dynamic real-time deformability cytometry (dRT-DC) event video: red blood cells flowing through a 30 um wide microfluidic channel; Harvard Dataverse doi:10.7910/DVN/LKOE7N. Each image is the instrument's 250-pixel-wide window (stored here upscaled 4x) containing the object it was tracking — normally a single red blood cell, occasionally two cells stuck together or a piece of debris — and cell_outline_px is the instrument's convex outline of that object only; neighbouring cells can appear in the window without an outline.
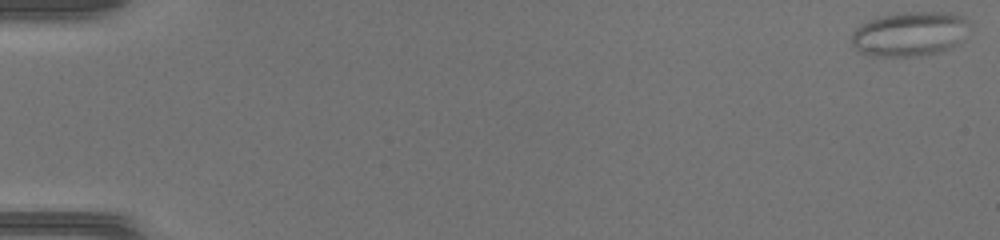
{"species": "common noctule bat (a hibernating species)", "species_latin": "Nyctalus noctula", "temperature_condition": "warm", "stored_images_in_passage": 51, "camera_frame_rate_fps": 3000, "um_per_image_px": 0.085, "animal": {"sex": "female", "body_mass_g": 17.0, "forearm_length_mm": 48.0}, "frame": {"image": 1, "passage_image": 1, "time_ms": 0.0, "image_size_px": [1000, 240], "cell_outline_px": [[972, 24], [956, 44], [952, 48], [944, 52], [924, 56], [872, 56], [860, 52], [852, 44], [852, 32], [856, 28], [880, 16], [904, 12], [956, 12], [964, 16]], "centroid_in_image_um": [77.39, 2.88], "position_along_channel_um": 7.6, "area_um2": 30.87}}
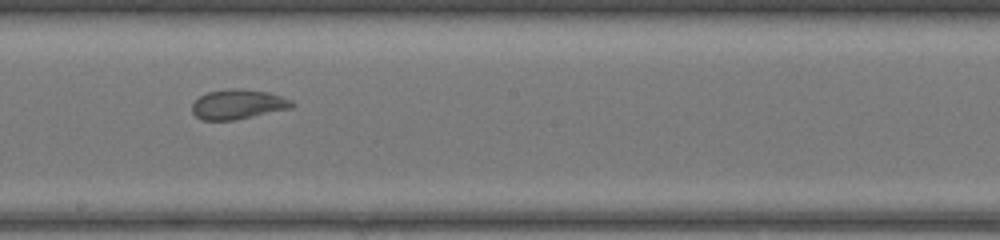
{"frame": {"image": 2, "passage_image": 30, "time_ms": 9.667, "image_size_px": [1000, 240], "cell_outline_px": [[296, 104], [292, 108], [232, 120], [200, 120], [192, 112], [192, 104], [200, 96], [208, 92], [232, 88], [240, 88], [268, 92], [292, 100]], "centroid_in_image_um": [20.23, 8.86], "position_along_channel_um": 228.0, "area_um2": 17.22}}
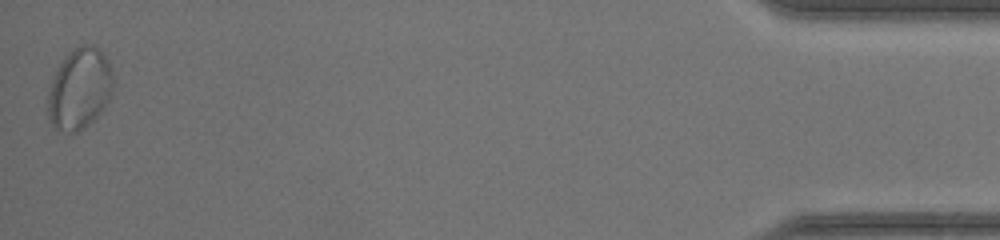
{"frame": {"image": 3, "passage_image": 51, "time_ms": 16.667, "image_size_px": [1000, 240], "cell_outline_px": [[112, 92], [108, 100], [96, 116], [88, 124], [76, 132], [68, 132], [56, 128], [52, 124], [48, 116], [48, 92], [52, 76], [60, 64], [80, 44], [92, 44], [100, 48], [108, 60], [112, 76]], "centroid_in_image_um": [6.75, 7.52], "position_along_channel_um": 428.4, "area_um2": 30.35}, "authors_computed_cell_mechanics": {"area_um2": 23.9292, "velocity_mm_per_s": 4.1332, "shape_relaxation_time_tau1_ms": null, "shape_relaxation_time_tau2_ms": 0.6837, "deformation_change_tau1": null, "deformation_change_tau2": 0.0635}}